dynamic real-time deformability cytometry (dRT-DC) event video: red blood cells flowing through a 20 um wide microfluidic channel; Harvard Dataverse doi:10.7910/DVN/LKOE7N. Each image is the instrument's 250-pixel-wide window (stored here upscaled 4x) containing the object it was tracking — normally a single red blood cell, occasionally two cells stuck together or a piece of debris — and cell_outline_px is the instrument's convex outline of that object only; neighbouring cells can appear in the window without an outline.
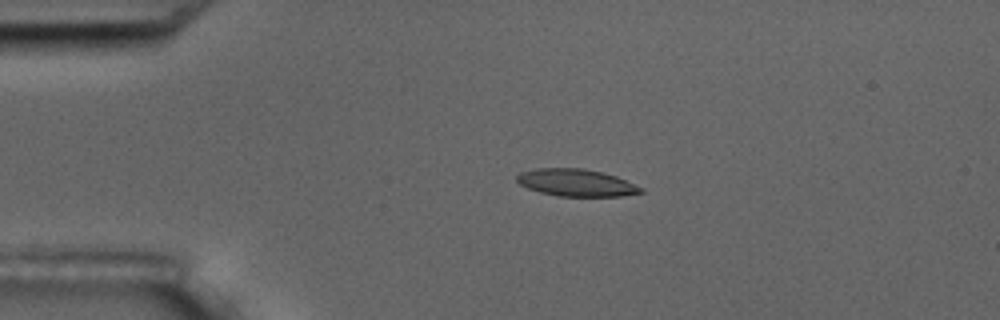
{"species": "common noctule bat (a hibernating species)", "species_latin": "Nyctalus noctula", "temperature_condition": "room temperature", "stored_images_in_passage": 2, "camera_frame_rate_fps": 3000, "um_per_image_px": 0.085, "animal": {"sex": "male", "body_mass_g": 17.5, "forearm_length_mm": 52.3}, "frame": {"image": 1, "passage_image": 2, "time_ms": 1.0, "image_size_px": [1000, 320], "cell_outline_px": [[644, 192], [620, 196], [560, 196], [540, 192], [528, 188], [520, 184], [516, 180], [516, 176], [520, 172], [536, 168], [584, 168], [616, 176], [644, 188]], "centroid_in_image_um": [48.97, 15.52], "position_along_channel_um": 36.0, "area_um2": 19.59}}